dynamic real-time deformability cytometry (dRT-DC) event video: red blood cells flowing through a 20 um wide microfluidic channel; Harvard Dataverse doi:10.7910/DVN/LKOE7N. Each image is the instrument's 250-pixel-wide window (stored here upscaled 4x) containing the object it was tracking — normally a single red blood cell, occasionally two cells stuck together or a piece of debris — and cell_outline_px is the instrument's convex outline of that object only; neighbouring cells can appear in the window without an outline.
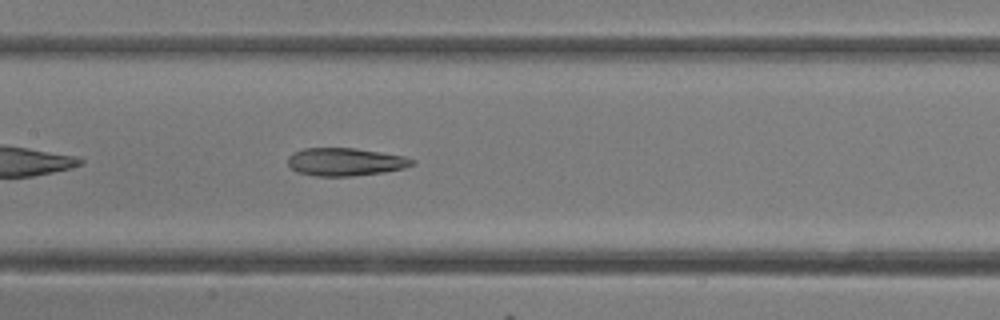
{"species": "common noctule bat (a hibernating species)", "species_latin": "Nyctalus noctula", "temperature_condition": "room temperature", "stored_images_in_passage": 17, "camera_frame_rate_fps": 3000, "um_per_image_px": 0.085, "animal": {"sex": "female"}, "frame": {"image": 1, "passage_image": 15, "time_ms": 4.667, "image_size_px": [1000, 320], "cell_outline_px": [[416, 164], [404, 168], [384, 172], [352, 176], [316, 176], [296, 172], [288, 164], [288, 156], [292, 152], [304, 148], [356, 148], [404, 156], [416, 160]], "centroid_in_image_um": [29.35, 13.75], "position_along_channel_um": 178.0, "area_um2": 20.35}}
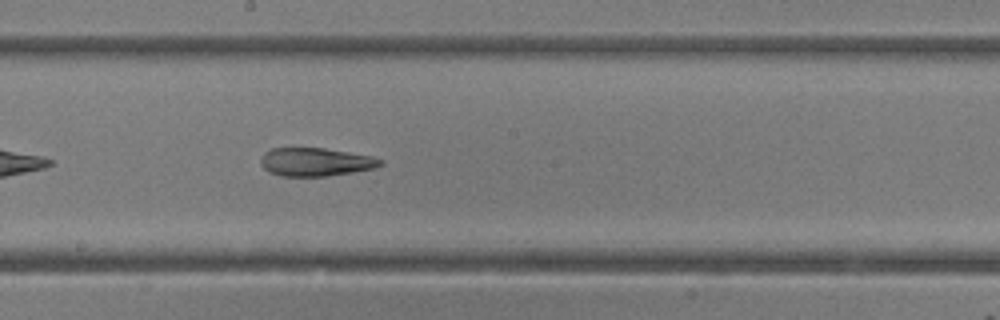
{"frame": {"image": 2, "passage_image": 17, "time_ms": 5.333, "image_size_px": [1000, 320], "cell_outline_px": [[384, 164], [376, 168], [352, 172], [324, 176], [280, 176], [264, 168], [260, 164], [260, 160], [264, 152], [272, 148], [324, 148], [372, 156], [384, 160]], "centroid_in_image_um": [26.85, 13.76], "position_along_channel_um": 221.4, "area_um2": 19.71}}